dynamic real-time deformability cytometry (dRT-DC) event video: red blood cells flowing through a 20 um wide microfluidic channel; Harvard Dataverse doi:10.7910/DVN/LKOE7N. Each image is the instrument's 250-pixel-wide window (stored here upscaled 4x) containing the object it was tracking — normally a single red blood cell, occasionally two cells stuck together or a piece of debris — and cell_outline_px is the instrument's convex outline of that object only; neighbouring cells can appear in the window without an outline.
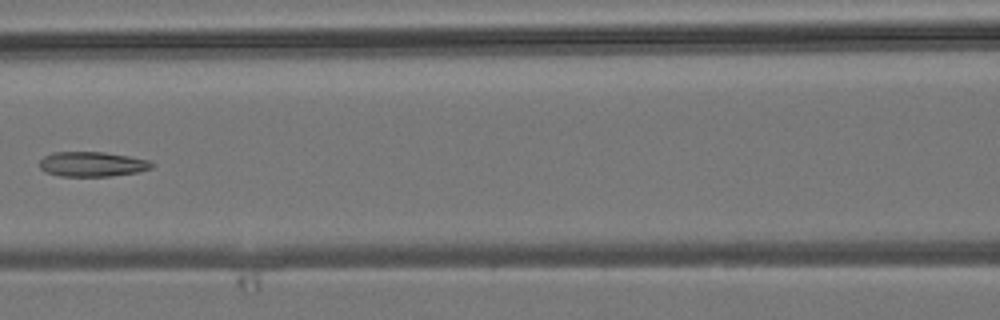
{"species": "common noctule bat (a hibernating species)", "species_latin": "Nyctalus noctula", "temperature_condition": "room temperature", "stored_images_in_passage": 4, "camera_frame_rate_fps": 3000, "um_per_image_px": 0.085, "animal": {"sex": "male", "body_mass_g": 19.2, "forearm_length_mm": 51.8}, "frame": {"image": 1, "passage_image": 4, "time_ms": 3.667, "image_size_px": [1000, 320], "cell_outline_px": [[156, 164], [152, 168], [140, 172], [112, 176], [60, 176], [44, 172], [40, 168], [40, 160], [44, 156], [52, 152], [104, 152], [128, 156], [148, 160]], "centroid_in_image_um": [7.85, 13.96], "position_along_channel_um": 158.8, "area_um2": 16.42}}